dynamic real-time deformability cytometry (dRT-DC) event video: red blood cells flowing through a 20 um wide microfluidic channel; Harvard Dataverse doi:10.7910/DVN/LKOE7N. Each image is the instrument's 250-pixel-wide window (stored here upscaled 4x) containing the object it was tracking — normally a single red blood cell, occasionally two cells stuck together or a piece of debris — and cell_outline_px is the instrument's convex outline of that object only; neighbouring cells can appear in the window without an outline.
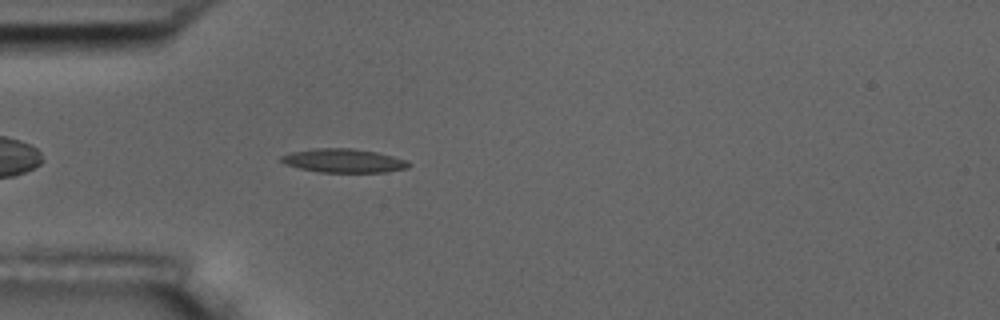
{"species": "common noctule bat (a hibernating species)", "species_latin": "Nyctalus noctula", "temperature_condition": "room temperature", "stored_images_in_passage": 43, "camera_frame_rate_fps": 3000, "um_per_image_px": 0.085, "animal": {"sex": "male", "body_mass_g": 17.5, "forearm_length_mm": 52.3}, "frame": {"image": 1, "passage_image": 5, "time_ms": 1.333, "image_size_px": [1000, 320], "cell_outline_px": [[412, 164], [408, 168], [384, 172], [320, 172], [300, 168], [284, 164], [280, 160], [280, 156], [292, 152], [316, 148], [352, 148], [376, 152], [408, 160]], "centroid_in_image_um": [29.23, 13.66], "position_along_channel_um": 55.8, "area_um2": 17.63}}
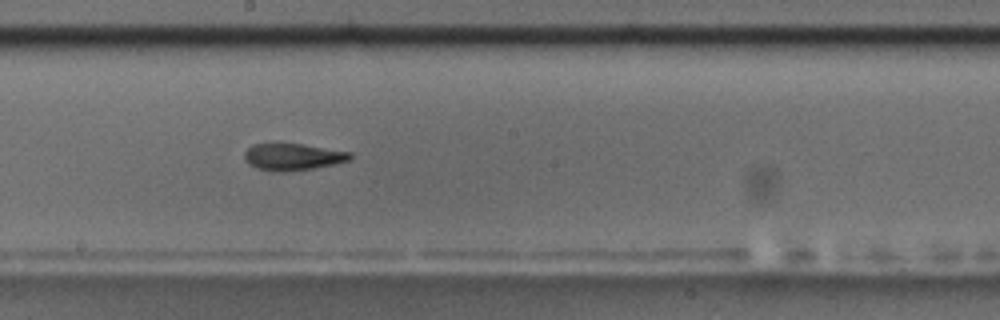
{"frame": {"image": 2, "passage_image": 19, "time_ms": 6.0, "image_size_px": [1000, 320], "cell_outline_px": [[352, 156], [348, 160], [332, 164], [312, 168], [284, 172], [272, 172], [256, 168], [248, 164], [244, 160], [244, 152], [252, 144], [304, 144], [352, 152]], "centroid_in_image_um": [24.84, 13.33], "position_along_channel_um": 223.4, "area_um2": 16.53}}
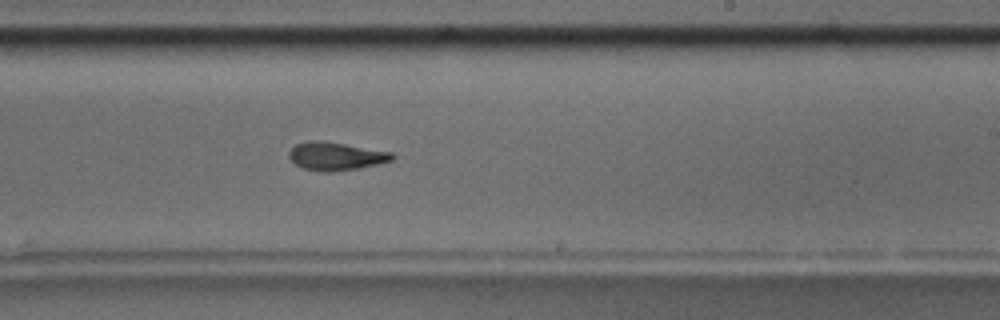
{"frame": {"image": 3, "passage_image": 22, "time_ms": 7.0, "image_size_px": [1000, 320], "cell_outline_px": [[396, 156], [392, 160], [376, 164], [356, 168], [328, 172], [304, 168], [296, 164], [288, 156], [288, 152], [296, 144], [308, 140], [324, 140], [392, 152]], "centroid_in_image_um": [28.54, 13.25], "position_along_channel_um": 260.5, "area_um2": 16.76}, "authors_computed_cell_mechanics": {"area_um2": 16.9932, "velocity_mm_per_s": 3.7169, "shape_relaxation_time_tau1_ms": null, "shape_relaxation_time_tau2_ms": 3.8214, "deformation_change_tau1": null, "deformation_change_tau2": 0.1181}}